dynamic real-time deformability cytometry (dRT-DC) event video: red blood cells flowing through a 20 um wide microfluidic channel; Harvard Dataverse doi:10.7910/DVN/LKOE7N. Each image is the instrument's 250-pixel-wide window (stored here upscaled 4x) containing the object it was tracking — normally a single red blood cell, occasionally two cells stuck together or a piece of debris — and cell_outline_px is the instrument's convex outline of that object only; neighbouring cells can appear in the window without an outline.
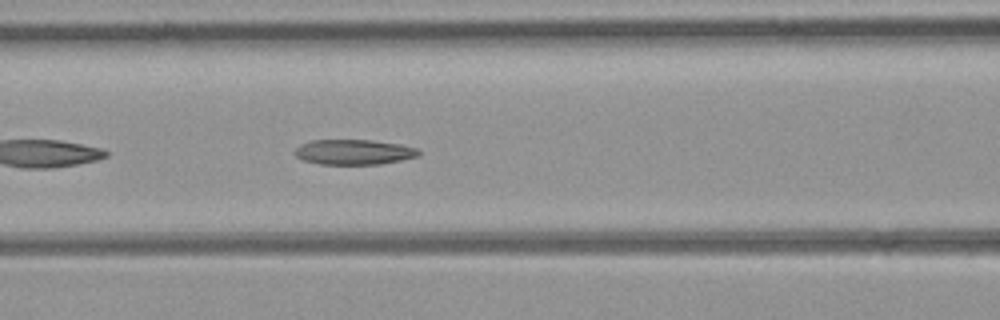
{"species": "common noctule bat (a hibernating species)", "species_latin": "Nyctalus noctula", "temperature_condition": "room temperature", "stored_images_in_passage": 24, "camera_frame_rate_fps": 3000, "um_per_image_px": 0.085, "animal": {"sex": "female", "body_mass_g": 21.9}, "frame": {"image": 1, "passage_image": 8, "time_ms": 2.333, "image_size_px": [1000, 320], "cell_outline_px": [[420, 156], [380, 164], [320, 164], [304, 160], [296, 156], [292, 152], [300, 144], [312, 140], [372, 140], [400, 144], [416, 148], [420, 152]], "centroid_in_image_um": [30.06, 12.92], "position_along_channel_um": 136.5, "area_um2": 18.15}}
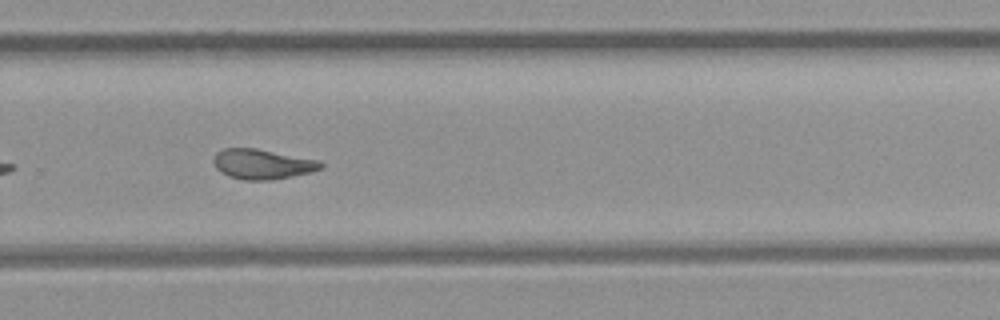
{"frame": {"image": 2, "passage_image": 21, "time_ms": 6.667, "image_size_px": [1000, 320], "cell_outline_px": [[324, 164], [320, 168], [312, 172], [272, 180], [244, 180], [228, 176], [220, 172], [216, 168], [212, 160], [216, 152], [224, 148], [256, 148], [320, 160]], "centroid_in_image_um": [22.28, 13.95], "position_along_channel_um": 307.5, "area_um2": 18.9}}